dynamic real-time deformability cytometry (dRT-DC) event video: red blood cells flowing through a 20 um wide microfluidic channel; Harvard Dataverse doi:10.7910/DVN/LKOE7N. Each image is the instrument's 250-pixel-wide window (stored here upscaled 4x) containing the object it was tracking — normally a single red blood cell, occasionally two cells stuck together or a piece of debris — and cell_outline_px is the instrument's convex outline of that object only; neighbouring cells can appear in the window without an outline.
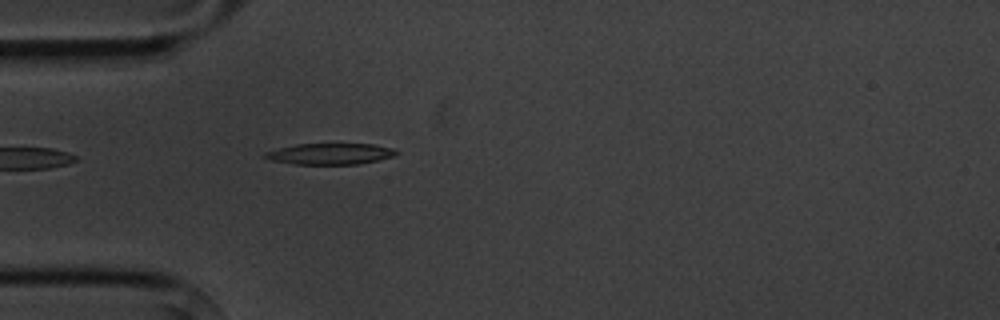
{"species": "common noctule bat (a hibernating species)", "species_latin": "Nyctalus noctula", "temperature_condition": "cold", "stored_images_in_passage": 5, "camera_frame_rate_fps": 3000, "um_per_image_px": 0.085, "animal": {"sex": "male", "body_mass_g": 20.1, "forearm_length_mm": 53.5}, "frame": {"image": 1, "passage_image": 5, "time_ms": 4.667, "image_size_px": [1000, 320], "cell_outline_px": [[400, 152], [392, 156], [376, 160], [356, 164], [292, 164], [272, 160], [264, 156], [264, 152], [296, 144], [372, 144], [392, 148]], "centroid_in_image_um": [28.05, 13.07], "position_along_channel_um": 56.9, "area_um2": 15.9}}